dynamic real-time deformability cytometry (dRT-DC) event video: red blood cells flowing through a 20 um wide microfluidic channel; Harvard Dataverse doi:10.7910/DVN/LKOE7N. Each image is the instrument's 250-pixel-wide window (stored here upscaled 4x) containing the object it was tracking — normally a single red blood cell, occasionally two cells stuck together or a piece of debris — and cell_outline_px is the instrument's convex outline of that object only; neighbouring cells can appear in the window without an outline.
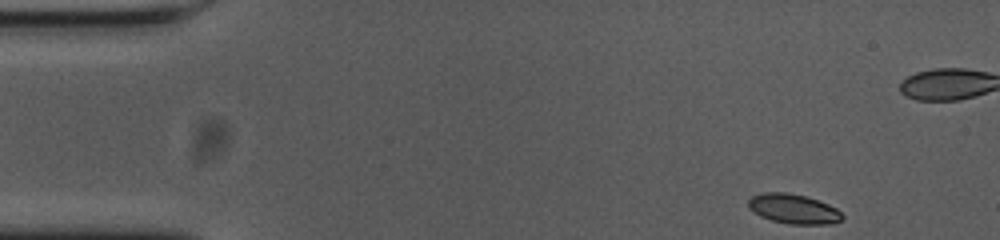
{"species": "common noctule bat (a hibernating species)", "species_latin": "Nyctalus noctula", "temperature_condition": "cold", "stored_images_in_passage": 52, "camera_frame_rate_fps": 3000, "um_per_image_px": 0.085, "animal": {"sex": "female", "body_mass_g": 23.0, "forearm_length_mm": 53.4}, "frame": {"image": 1, "passage_image": 1, "time_ms": 0.0, "image_size_px": [1000, 240], "cell_outline_px": [[844, 216], [840, 220], [832, 224], [788, 224], [772, 220], [760, 216], [748, 208], [748, 200], [752, 196], [764, 192], [784, 192], [808, 196], [828, 204], [836, 208]], "centroid_in_image_um": [67.44, 17.75], "position_along_channel_um": 17.6, "area_um2": 16.3}}
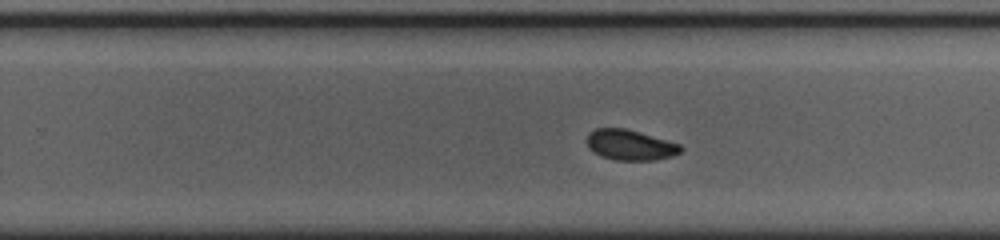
{"frame": {"image": 2, "passage_image": 30, "time_ms": 9.667, "image_size_px": [1000, 240], "cell_outline_px": [[684, 148], [680, 152], [672, 156], [652, 160], [616, 160], [600, 156], [592, 152], [588, 148], [588, 132], [596, 128], [624, 128], [680, 144]], "centroid_in_image_um": [53.53, 12.33], "position_along_channel_um": 276.3, "area_um2": 16.53}}
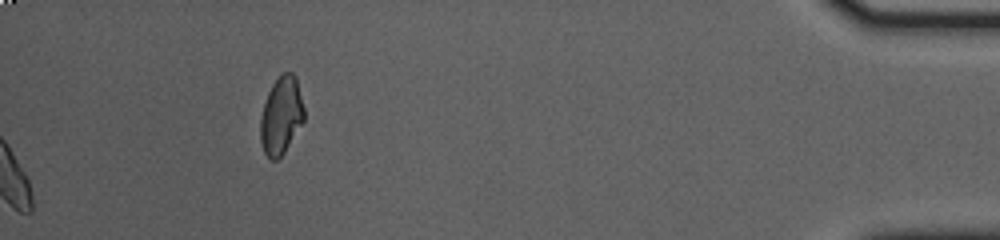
{"frame": {"image": 3, "passage_image": 52, "time_ms": 17.0, "image_size_px": [1000, 240], "cell_outline_px": [[304, 120], [284, 152], [276, 160], [272, 160], [264, 152], [260, 140], [260, 120], [264, 104], [268, 92], [272, 84], [280, 72], [292, 72], [296, 76], [304, 108]], "centroid_in_image_um": [23.9, 9.78], "position_along_channel_um": 411.3, "area_um2": 19.71}, "authors_computed_cell_mechanics": {"area_um2": 16.7042, "velocity_mm_per_s": 3.6473, "shape_relaxation_time_tau1_ms": 2.7807, "shape_relaxation_time_tau2_ms": 3.5194, "deformation_change_tau1": 0.1094, "deformation_change_tau2": 0.067}}